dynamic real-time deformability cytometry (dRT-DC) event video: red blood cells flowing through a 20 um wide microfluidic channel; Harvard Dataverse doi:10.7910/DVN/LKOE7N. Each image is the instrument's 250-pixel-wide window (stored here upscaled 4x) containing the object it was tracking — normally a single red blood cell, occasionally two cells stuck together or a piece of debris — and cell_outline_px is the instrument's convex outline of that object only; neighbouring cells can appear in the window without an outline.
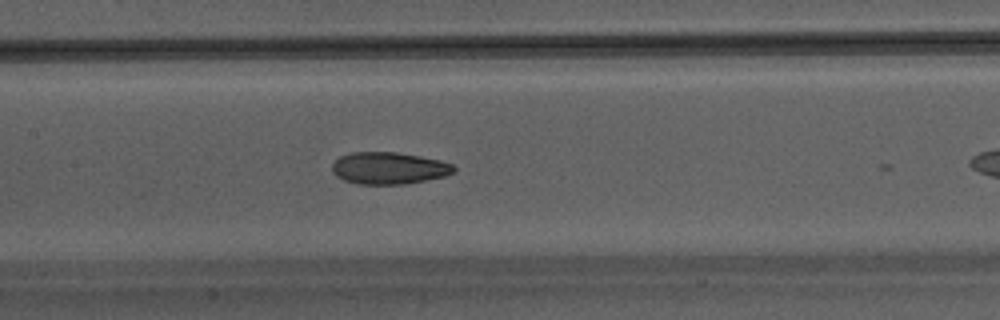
{"species": "Egyptian fruit bat (a non-hibernating species)", "species_latin": "Rousettus aegyptiacus", "temperature_condition": "warm", "stored_images_in_passage": 15, "camera_frame_rate_fps": 3000, "um_per_image_px": 0.085, "animal": {"sex": "male"}, "frame": {"image": 1, "passage_image": 11, "time_ms": 3.333, "image_size_px": [1000, 320], "cell_outline_px": [[456, 168], [452, 172], [444, 176], [404, 184], [360, 184], [344, 180], [336, 176], [332, 172], [332, 164], [340, 156], [352, 152], [396, 152], [420, 156], [440, 160], [452, 164]], "centroid_in_image_um": [33.02, 14.28], "position_along_channel_um": 174.4, "area_um2": 22.54}}
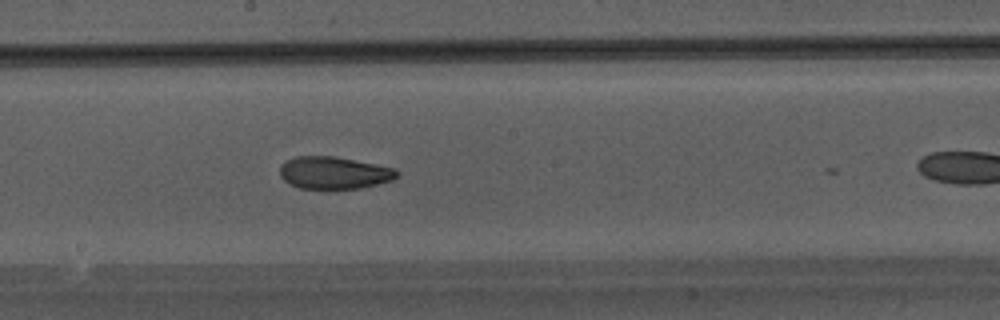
{"frame": {"image": 2, "passage_image": 14, "time_ms": 4.333, "image_size_px": [1000, 320], "cell_outline_px": [[400, 172], [392, 180], [360, 188], [300, 188], [288, 184], [280, 176], [280, 168], [284, 160], [296, 156], [336, 156], [396, 168]], "centroid_in_image_um": [28.37, 14.67], "position_along_channel_um": 219.8, "area_um2": 22.08}}